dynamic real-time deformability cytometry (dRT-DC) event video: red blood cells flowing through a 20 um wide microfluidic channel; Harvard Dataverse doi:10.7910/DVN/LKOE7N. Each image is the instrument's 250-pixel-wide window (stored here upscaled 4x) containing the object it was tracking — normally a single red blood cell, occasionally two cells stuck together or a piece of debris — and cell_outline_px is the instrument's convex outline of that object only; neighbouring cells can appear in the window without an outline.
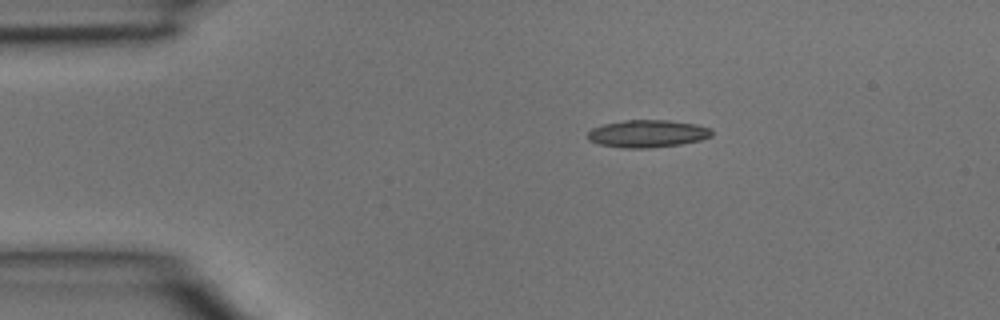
{"species": "common noctule bat (a hibernating species)", "species_latin": "Nyctalus noctula", "temperature_condition": "room temperature", "stored_images_in_passage": 2, "camera_frame_rate_fps": 3000, "um_per_image_px": 0.085, "animal": {"sex": "male", "body_mass_g": 15.6}, "frame": {"image": 1, "passage_image": 1, "time_ms": 0.0, "image_size_px": [1000, 320], "cell_outline_px": [[712, 136], [700, 140], [680, 144], [648, 148], [624, 148], [600, 144], [588, 140], [588, 132], [592, 128], [604, 124], [624, 120], [668, 120], [696, 124], [712, 128]], "centroid_in_image_um": [55.05, 11.35], "position_along_channel_um": 29.9, "area_um2": 19.83}}